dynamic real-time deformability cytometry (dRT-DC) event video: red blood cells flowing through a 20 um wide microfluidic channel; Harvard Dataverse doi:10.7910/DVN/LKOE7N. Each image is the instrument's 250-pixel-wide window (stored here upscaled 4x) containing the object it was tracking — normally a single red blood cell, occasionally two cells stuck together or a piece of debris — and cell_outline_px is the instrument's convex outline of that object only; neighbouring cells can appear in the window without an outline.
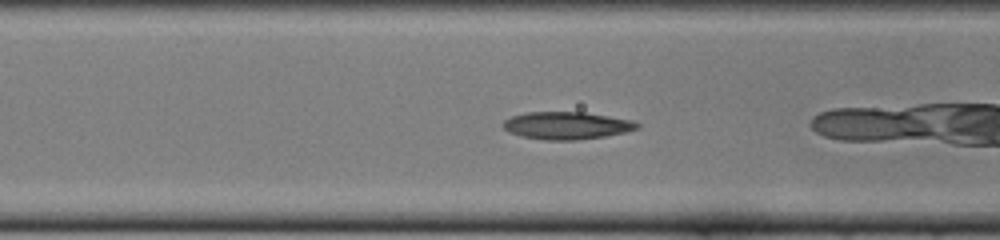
{"species": "common noctule bat (a hibernating species)", "species_latin": "Nyctalus noctula", "temperature_condition": "cold", "stored_images_in_passage": 36, "camera_frame_rate_fps": 3000, "um_per_image_px": 0.085, "animal": {"sex": "female", "body_mass_g": 22.0, "forearm_length_mm": 56.7}, "frame": {"image": 1, "passage_image": 15, "time_ms": 4.667, "image_size_px": [1000, 240], "cell_outline_px": [[640, 128], [624, 132], [604, 136], [576, 140], [544, 140], [520, 136], [508, 132], [500, 124], [504, 120], [512, 116], [528, 112], [584, 112], [632, 120], [640, 124]], "centroid_in_image_um": [48.13, 10.67], "position_along_channel_um": 118.5, "area_um2": 21.5}}
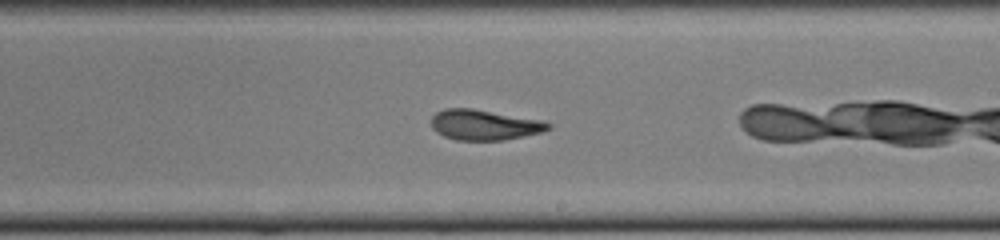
{"frame": {"image": 2, "passage_image": 25, "time_ms": 8.0, "image_size_px": [1000, 240], "cell_outline_px": [[552, 128], [544, 132], [504, 140], [456, 140], [444, 136], [436, 132], [432, 128], [432, 116], [436, 112], [444, 108], [472, 108], [540, 120], [552, 124]], "centroid_in_image_um": [41.17, 10.61], "position_along_channel_um": 247.8, "area_um2": 20.75}}
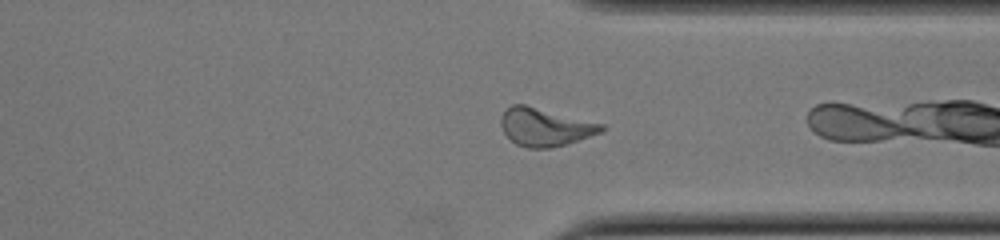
{"frame": {"image": 3, "passage_image": 34, "time_ms": 11.0, "image_size_px": [1000, 240], "cell_outline_px": [[604, 128], [600, 132], [568, 144], [552, 148], [528, 148], [516, 144], [504, 132], [500, 124], [500, 116], [512, 104], [524, 104], [604, 124]], "centroid_in_image_um": [46.31, 10.8], "position_along_channel_um": 365.1, "area_um2": 22.08}}